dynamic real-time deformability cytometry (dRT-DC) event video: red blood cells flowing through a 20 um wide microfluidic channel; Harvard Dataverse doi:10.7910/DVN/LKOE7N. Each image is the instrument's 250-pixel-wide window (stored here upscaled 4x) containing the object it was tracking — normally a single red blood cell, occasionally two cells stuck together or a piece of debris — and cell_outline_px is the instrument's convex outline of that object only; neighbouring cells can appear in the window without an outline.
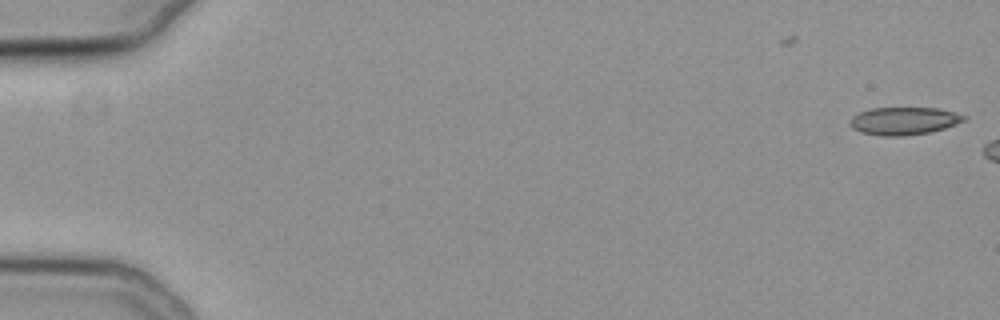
{"species": "common noctule bat (a hibernating species)", "species_latin": "Nyctalus noctula", "temperature_condition": "cold", "stored_images_in_passage": 6, "camera_frame_rate_fps": 3000, "um_per_image_px": 0.085, "animal": {"sex": "female", "body_mass_g": 19.3, "forearm_length_mm": 54.1}, "frame": {"image": 1, "passage_image": 6, "time_ms": 1.667, "image_size_px": [1000, 320], "cell_outline_px": [[968, 120], [944, 128], [928, 132], [904, 136], [880, 136], [860, 132], [852, 128], [848, 124], [848, 120], [852, 116], [860, 112], [872, 108], [936, 108], [968, 116]], "centroid_in_image_um": [76.8, 10.28], "position_along_channel_um": 8.2, "area_um2": 18.5}}